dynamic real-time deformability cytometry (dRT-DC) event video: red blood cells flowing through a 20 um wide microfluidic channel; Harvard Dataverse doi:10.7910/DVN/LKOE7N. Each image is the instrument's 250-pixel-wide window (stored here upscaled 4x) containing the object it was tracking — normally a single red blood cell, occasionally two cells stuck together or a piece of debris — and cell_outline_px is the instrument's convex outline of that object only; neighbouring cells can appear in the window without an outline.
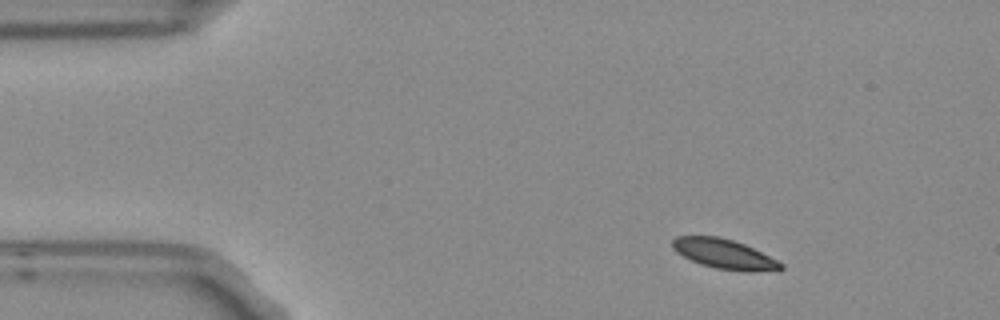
{"species": "Egyptian fruit bat (a non-hibernating species)", "species_latin": "Rousettus aegyptiacus", "temperature_condition": "room temperature", "stored_images_in_passage": 3, "camera_frame_rate_fps": 3000, "um_per_image_px": 0.085, "frame": {"image": 1, "passage_image": 1, "time_ms": 0.0, "image_size_px": [1000, 320], "cell_outline_px": [[784, 268], [780, 272], [744, 272], [716, 268], [700, 264], [676, 252], [672, 248], [672, 240], [676, 236], [720, 236], [744, 244], [784, 264]], "centroid_in_image_um": [61.61, 21.61], "position_along_channel_um": 23.4, "area_um2": 18.96}}